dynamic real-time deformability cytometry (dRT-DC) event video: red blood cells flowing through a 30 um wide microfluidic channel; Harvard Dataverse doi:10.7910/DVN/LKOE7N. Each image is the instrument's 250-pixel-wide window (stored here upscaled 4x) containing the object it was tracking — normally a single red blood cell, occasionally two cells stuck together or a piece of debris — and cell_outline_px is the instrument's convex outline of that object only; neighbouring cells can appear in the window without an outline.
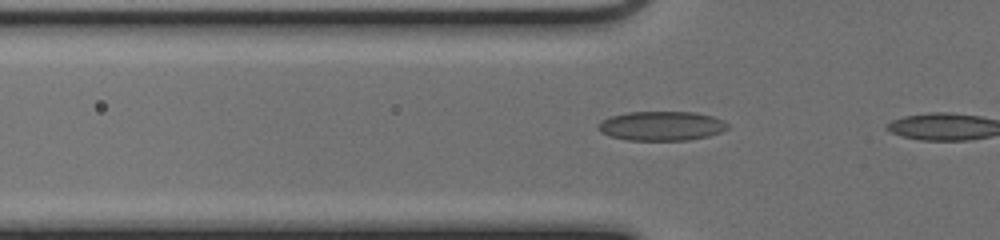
{"species": "common noctule bat (a hibernating species)", "species_latin": "Nyctalus noctula", "temperature_condition": "cold", "stored_images_in_passage": 7, "camera_frame_rate_fps": 3000, "um_per_image_px": 0.085, "animal": {"sex": "female", "body_mass_g": 17.0, "forearm_length_mm": 48.0}, "frame": {"image": 1, "passage_image": 6, "time_ms": 1.667, "image_size_px": [1000, 240], "cell_outline_px": [[728, 128], [720, 132], [708, 136], [688, 140], [628, 140], [608, 136], [600, 132], [596, 128], [596, 124], [600, 120], [612, 116], [628, 112], [696, 112], [712, 116], [724, 120], [728, 124]], "centroid_in_image_um": [56.19, 10.7], "position_along_channel_um": 69.6, "area_um2": 22.31}}